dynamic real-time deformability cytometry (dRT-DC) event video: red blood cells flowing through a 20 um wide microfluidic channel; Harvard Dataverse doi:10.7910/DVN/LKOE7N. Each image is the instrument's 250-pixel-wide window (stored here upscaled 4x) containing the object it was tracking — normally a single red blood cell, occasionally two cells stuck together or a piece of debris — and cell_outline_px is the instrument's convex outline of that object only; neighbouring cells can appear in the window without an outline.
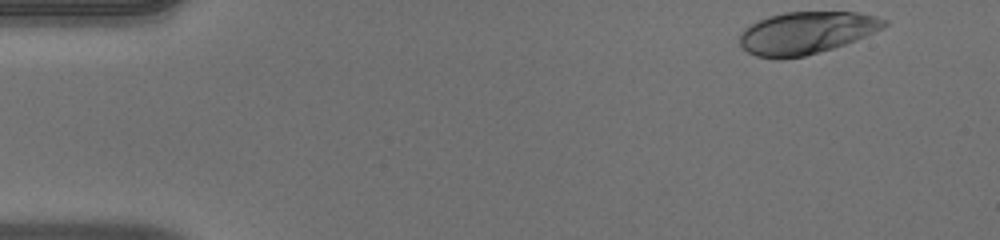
{"species": "human", "species_latin": "Homo sapiens", "temperature_condition": "warm", "stored_images_in_passage": 14, "camera_frame_rate_fps": 3000, "um_per_image_px": 0.085, "donor": {"sex": "male"}, "frame": {"image": 1, "passage_image": 1, "time_ms": 0.0, "image_size_px": [1000, 240], "cell_outline_px": [[888, 24], [864, 36], [844, 44], [832, 48], [804, 56], [780, 60], [756, 56], [748, 52], [740, 44], [740, 32], [744, 28], [768, 16], [784, 12], [860, 12], [876, 16], [888, 20]], "centroid_in_image_um": [68.5, 2.79], "position_along_channel_um": 16.5, "area_um2": 35.43}}
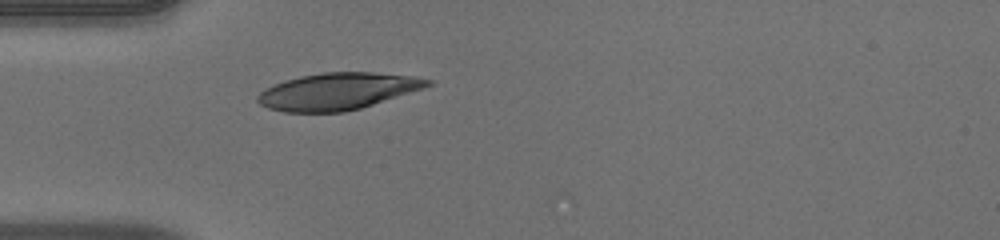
{"frame": {"image": 2, "passage_image": 12, "time_ms": 3.667, "image_size_px": [1000, 240], "cell_outline_px": [[432, 84], [424, 88], [360, 108], [344, 112], [284, 112], [268, 108], [260, 104], [256, 100], [256, 96], [264, 88], [284, 80], [300, 76], [324, 72], [372, 72], [412, 76], [432, 80]], "centroid_in_image_um": [28.66, 7.76], "position_along_channel_um": 56.3, "area_um2": 36.41}}